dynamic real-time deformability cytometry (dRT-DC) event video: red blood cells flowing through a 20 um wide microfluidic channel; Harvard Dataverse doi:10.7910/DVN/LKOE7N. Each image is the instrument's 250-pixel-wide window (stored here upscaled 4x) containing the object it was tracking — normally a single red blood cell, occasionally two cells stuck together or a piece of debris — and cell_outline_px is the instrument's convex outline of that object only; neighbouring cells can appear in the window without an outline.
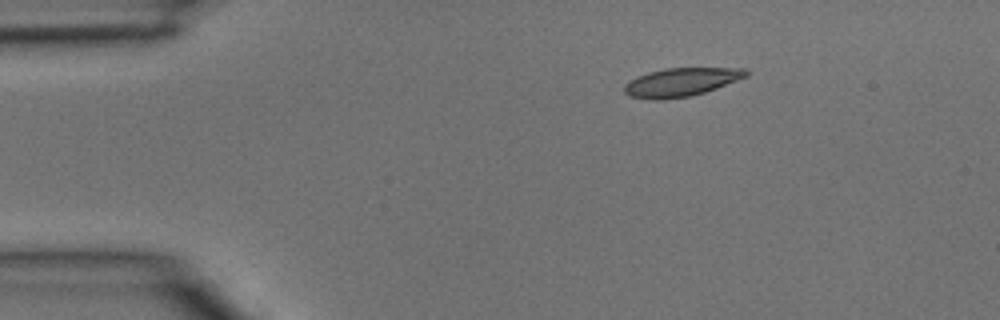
{"species": "common noctule bat (a hibernating species)", "species_latin": "Nyctalus noctula", "temperature_condition": "room temperature", "stored_images_in_passage": 3, "camera_frame_rate_fps": 3000, "um_per_image_px": 0.085, "animal": {"sex": "male", "body_mass_g": 15.6}, "frame": {"image": 1, "passage_image": 1, "time_ms": 0.0, "image_size_px": [1000, 320], "cell_outline_px": [[748, 76], [716, 88], [692, 96], [660, 100], [656, 100], [628, 96], [624, 92], [624, 84], [628, 80], [636, 76], [648, 72], [664, 68], [744, 68], [748, 72]], "centroid_in_image_um": [57.84, 6.98], "position_along_channel_um": 27.2, "area_um2": 20.29}}